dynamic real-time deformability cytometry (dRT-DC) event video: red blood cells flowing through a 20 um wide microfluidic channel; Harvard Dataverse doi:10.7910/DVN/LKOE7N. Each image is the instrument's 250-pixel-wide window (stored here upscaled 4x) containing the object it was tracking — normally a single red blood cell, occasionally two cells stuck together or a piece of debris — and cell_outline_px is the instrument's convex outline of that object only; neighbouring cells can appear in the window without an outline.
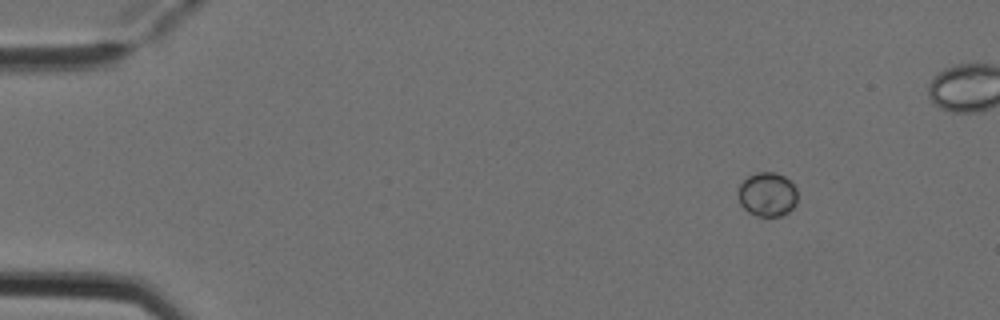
{"species": "Egyptian fruit bat (a non-hibernating species)", "species_latin": "Rousettus aegyptiacus", "temperature_condition": "cold", "stored_images_in_passage": 4, "camera_frame_rate_fps": 3000, "um_per_image_px": 0.085, "animal": {"sex": "female"}, "frame": {"image": 1, "passage_image": 1, "time_ms": 0.0, "image_size_px": [1000, 320], "cell_outline_px": [[796, 204], [788, 212], [780, 216], [756, 216], [748, 212], [740, 204], [740, 184], [748, 176], [756, 172], [776, 172], [784, 176], [796, 188]], "centroid_in_image_um": [65.23, 16.52], "position_along_channel_um": 19.8, "area_um2": 15.09}}